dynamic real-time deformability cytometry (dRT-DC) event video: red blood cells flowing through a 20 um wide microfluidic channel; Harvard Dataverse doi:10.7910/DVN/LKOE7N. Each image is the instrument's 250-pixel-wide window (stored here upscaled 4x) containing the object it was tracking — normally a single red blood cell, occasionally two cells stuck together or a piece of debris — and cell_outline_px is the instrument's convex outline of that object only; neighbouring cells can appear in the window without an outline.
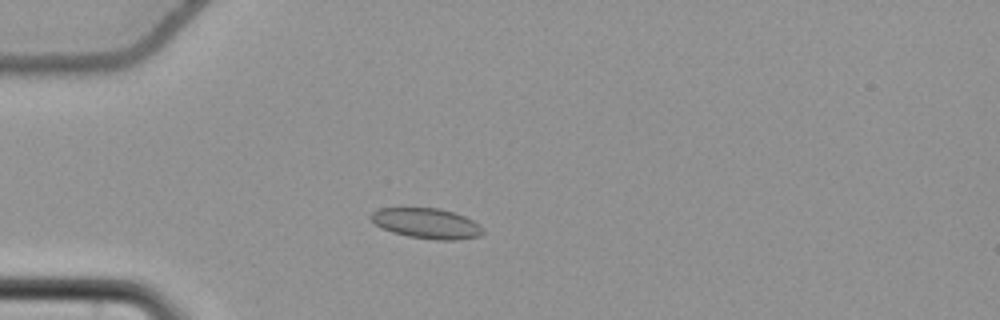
{"species": "common noctule bat (a hibernating species)", "species_latin": "Nyctalus noctula", "temperature_condition": "cold", "stored_images_in_passage": 54, "camera_frame_rate_fps": 3000, "um_per_image_px": 0.085, "animal": {"sex": "female", "body_mass_g": 22.7, "forearm_length_mm": 54.2}, "frame": {"image": 1, "passage_image": 14, "time_ms": 4.333, "image_size_px": [1000, 320], "cell_outline_px": [[484, 232], [480, 236], [456, 240], [436, 240], [408, 236], [392, 232], [380, 228], [368, 220], [368, 216], [372, 212], [380, 208], [440, 208], [464, 216], [480, 224], [484, 228]], "centroid_in_image_um": [36.23, 18.99], "position_along_channel_um": 48.8, "area_um2": 20.06}}
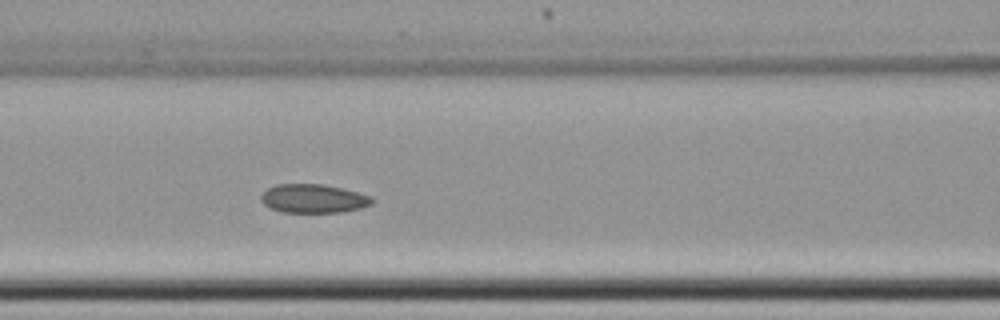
{"frame": {"image": 2, "passage_image": 23, "time_ms": 7.333, "image_size_px": [1000, 320], "cell_outline_px": [[372, 204], [360, 208], [340, 212], [280, 212], [264, 204], [260, 200], [260, 196], [268, 188], [276, 184], [320, 184], [340, 188], [372, 196]], "centroid_in_image_um": [26.61, 16.88], "position_along_channel_um": 140.0, "area_um2": 18.38}}
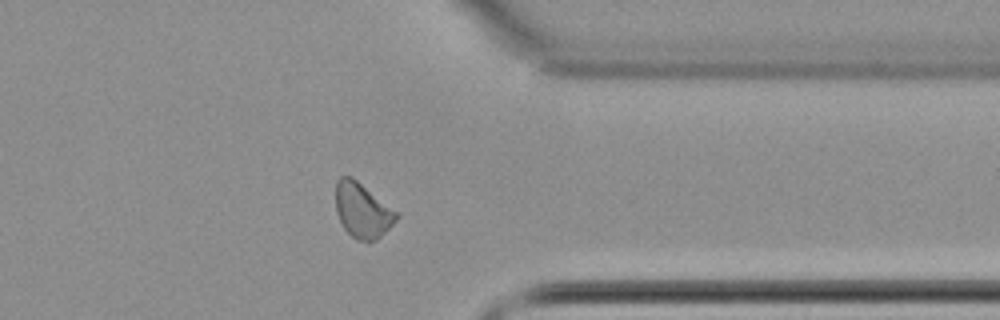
{"frame": {"image": 3, "passage_image": 43, "time_ms": 14.0, "image_size_px": [1000, 320], "cell_outline_px": [[400, 216], [376, 240], [356, 240], [344, 228], [336, 212], [336, 180], [340, 176], [352, 176], [400, 212]], "centroid_in_image_um": [30.82, 17.84], "position_along_channel_um": 380.6, "area_um2": 19.54}, "authors_computed_cell_mechanics": {"area_um2": 19.2474, "velocity_mm_per_s": 3.7017, "shape_relaxation_time_tau1_ms": null, "shape_relaxation_time_tau2_ms": 3.496, "deformation_change_tau1": null, "deformation_change_tau2": 0.082}}